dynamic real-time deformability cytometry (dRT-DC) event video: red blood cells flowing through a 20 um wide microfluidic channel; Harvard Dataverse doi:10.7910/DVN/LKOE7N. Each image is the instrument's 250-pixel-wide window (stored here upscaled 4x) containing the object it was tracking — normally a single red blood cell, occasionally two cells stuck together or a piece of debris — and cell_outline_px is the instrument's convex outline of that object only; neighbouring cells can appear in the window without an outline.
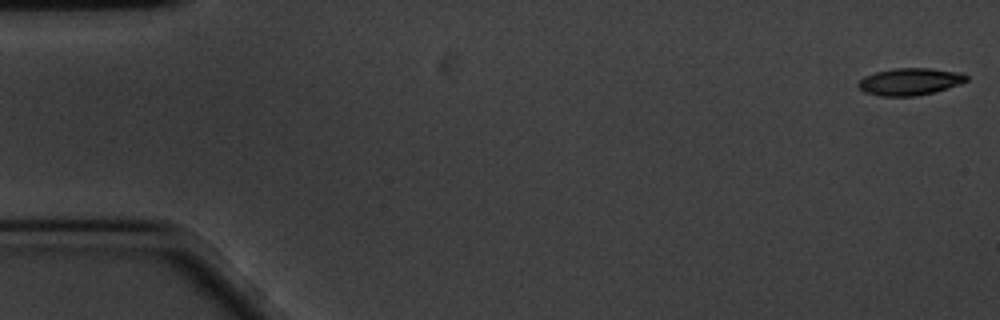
{"species": "common noctule bat (a hibernating species)", "species_latin": "Nyctalus noctula", "temperature_condition": "cold", "stored_images_in_passage": 59, "camera_frame_rate_fps": 3000, "um_per_image_px": 0.085, "animal": {"sex": "male", "body_mass_g": 20.1, "forearm_length_mm": 53.5}, "frame": {"image": 1, "passage_image": 1, "time_ms": 0.0, "image_size_px": [1000, 320], "cell_outline_px": [[968, 80], [960, 84], [932, 92], [916, 96], [880, 96], [864, 92], [856, 84], [864, 76], [876, 72], [896, 68], [928, 68], [964, 72], [968, 76]], "centroid_in_image_um": [77.35, 6.93], "position_along_channel_um": 7.6, "area_um2": 17.11}}
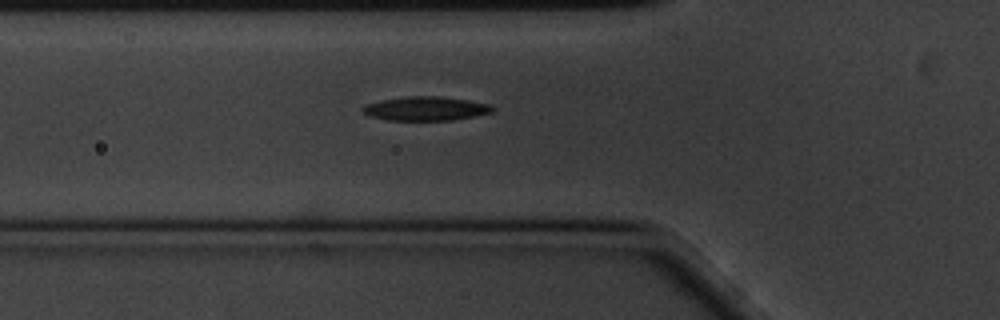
{"frame": {"image": 2, "passage_image": 20, "time_ms": 6.333, "image_size_px": [1000, 320], "cell_outline_px": [[496, 108], [492, 112], [452, 120], [388, 120], [368, 116], [360, 108], [364, 104], [380, 100], [404, 96], [440, 96], [468, 100], [492, 104]], "centroid_in_image_um": [36.16, 9.22], "position_along_channel_um": 89.6, "area_um2": 18.32}}
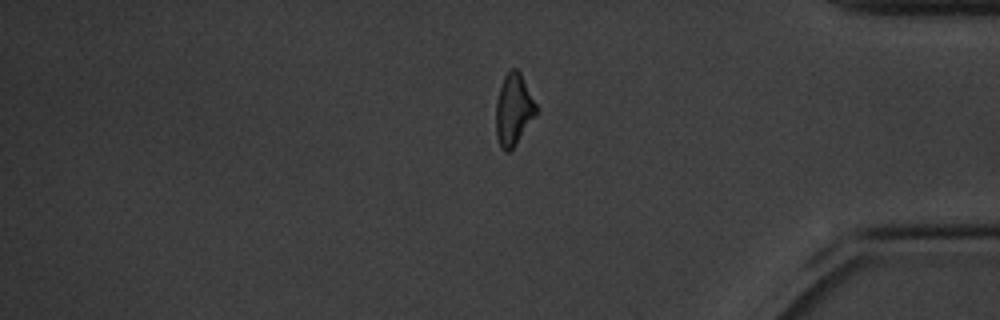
{"frame": {"image": 3, "passage_image": 49, "time_ms": 16.0, "image_size_px": [1000, 320], "cell_outline_px": [[536, 112], [516, 144], [508, 152], [504, 152], [500, 148], [496, 136], [496, 100], [504, 76], [512, 68], [516, 68], [520, 72], [536, 104]], "centroid_in_image_um": [43.62, 9.33], "position_along_channel_um": 391.6, "area_um2": 16.47}, "authors_computed_cell_mechanics": {"area_um2": 17.4556, "velocity_mm_per_s": 3.3719, "shape_relaxation_time_tau1_ms": 2.916, "shape_relaxation_time_tau2_ms": null, "deformation_change_tau1": 0.1243, "deformation_change_tau2": null}}